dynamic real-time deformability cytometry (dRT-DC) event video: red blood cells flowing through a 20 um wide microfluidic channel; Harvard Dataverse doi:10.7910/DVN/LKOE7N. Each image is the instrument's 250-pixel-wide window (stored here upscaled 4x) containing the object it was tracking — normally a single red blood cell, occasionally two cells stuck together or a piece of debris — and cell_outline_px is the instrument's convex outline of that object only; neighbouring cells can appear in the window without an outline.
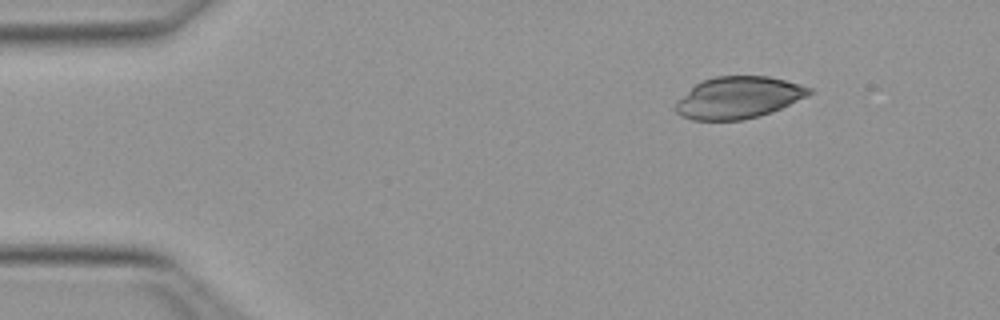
{"species": "Egyptian fruit bat (a non-hibernating species)", "species_latin": "Rousettus aegyptiacus", "temperature_condition": "warm", "stored_images_in_passage": 45, "camera_frame_rate_fps": 3000, "um_per_image_px": 0.085, "animal": {"sex": "female"}, "frame": {"image": 1, "passage_image": 1, "time_ms": 0.0, "image_size_px": [1000, 320], "cell_outline_px": [[812, 92], [808, 96], [772, 112], [744, 120], [692, 120], [680, 116], [676, 112], [676, 100], [696, 84], [704, 80], [716, 76], [768, 76], [800, 84], [812, 88]], "centroid_in_image_um": [62.76, 8.3], "position_along_channel_um": 22.2, "area_um2": 32.54}}
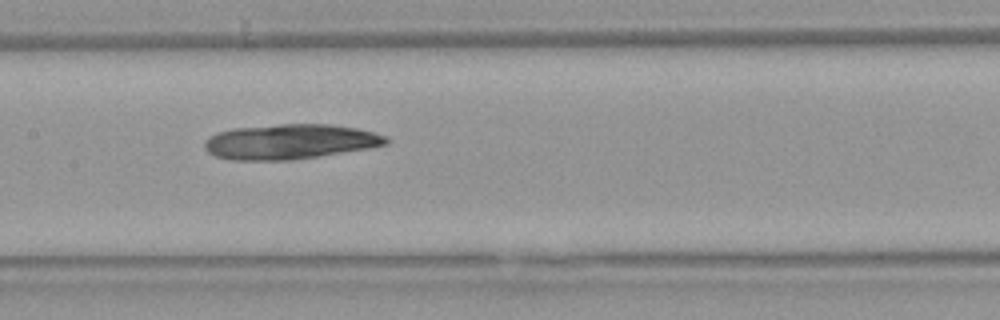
{"frame": {"image": 2, "passage_image": 19, "time_ms": 6.0, "image_size_px": [1000, 320], "cell_outline_px": [[388, 144], [372, 148], [320, 156], [292, 160], [228, 160], [216, 156], [208, 152], [204, 148], [204, 140], [208, 136], [216, 132], [232, 128], [280, 124], [328, 124], [356, 128], [388, 136]], "centroid_in_image_um": [24.63, 12.04], "position_along_channel_um": 182.8, "area_um2": 37.4}}
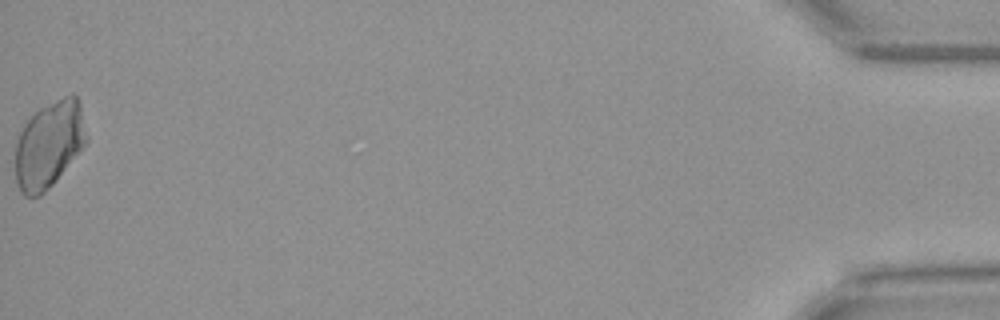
{"frame": {"image": 3, "passage_image": 45, "time_ms": 14.667, "image_size_px": [1000, 320], "cell_outline_px": [[88, 140], [56, 180], [40, 196], [24, 196], [20, 192], [16, 184], [16, 140], [24, 124], [40, 108], [72, 92], [76, 96], [80, 104], [88, 136]], "centroid_in_image_um": [4.17, 12.28], "position_along_channel_um": 431.0, "area_um2": 35.72}}